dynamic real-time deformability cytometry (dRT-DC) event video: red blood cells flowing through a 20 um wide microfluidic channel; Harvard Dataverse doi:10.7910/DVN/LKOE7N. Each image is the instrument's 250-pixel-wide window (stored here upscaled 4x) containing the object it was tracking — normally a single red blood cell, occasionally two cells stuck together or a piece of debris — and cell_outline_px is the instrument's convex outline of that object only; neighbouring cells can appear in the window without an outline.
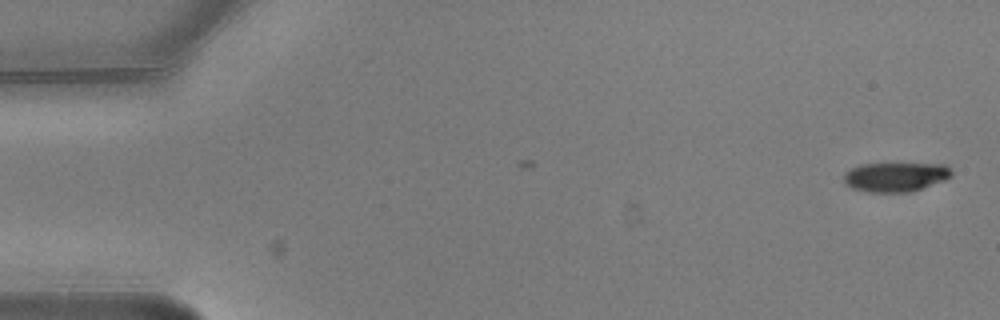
{"species": "common noctule bat (a hibernating species)", "species_latin": "Nyctalus noctula", "temperature_condition": "warm", "stored_images_in_passage": 2, "camera_frame_rate_fps": 3000, "um_per_image_px": 0.085, "animal": {"sex": "male", "body_mass_g": 20.5, "forearm_length_mm": 52.5}, "frame": {"image": 1, "passage_image": 1, "time_ms": 0.0, "image_size_px": [1000, 320], "cell_outline_px": [[952, 176], [944, 180], [912, 192], [868, 192], [852, 188], [844, 184], [844, 172], [860, 164], [948, 164], [952, 172]], "centroid_in_image_um": [76.12, 15.04], "position_along_channel_um": 8.9, "area_um2": 18.5}}